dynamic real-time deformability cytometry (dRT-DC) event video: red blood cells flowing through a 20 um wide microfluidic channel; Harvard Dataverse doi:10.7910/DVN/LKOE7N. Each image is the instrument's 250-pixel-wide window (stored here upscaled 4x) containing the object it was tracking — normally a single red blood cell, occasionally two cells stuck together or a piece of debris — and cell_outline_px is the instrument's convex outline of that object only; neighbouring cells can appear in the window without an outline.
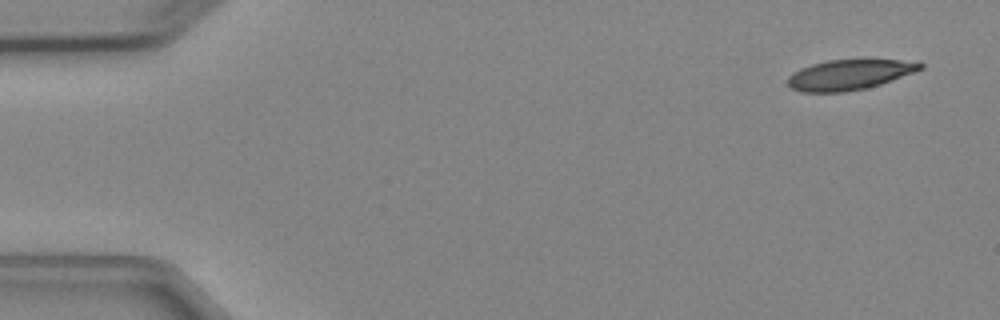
{"species": "Egyptian fruit bat (a non-hibernating species)", "species_latin": "Rousettus aegyptiacus", "temperature_condition": "cold", "stored_images_in_passage": 7, "camera_frame_rate_fps": 3000, "um_per_image_px": 0.085, "animal": {"sex": "female"}, "frame": {"image": 1, "passage_image": 1, "time_ms": 0.0, "image_size_px": [1000, 320], "cell_outline_px": [[924, 68], [916, 72], [880, 84], [864, 88], [844, 92], [804, 92], [792, 88], [788, 84], [788, 76], [792, 72], [800, 68], [812, 64], [828, 60], [864, 56], [920, 60], [924, 64]], "centroid_in_image_um": [72.34, 6.26], "position_along_channel_um": 12.7, "area_um2": 24.74}}
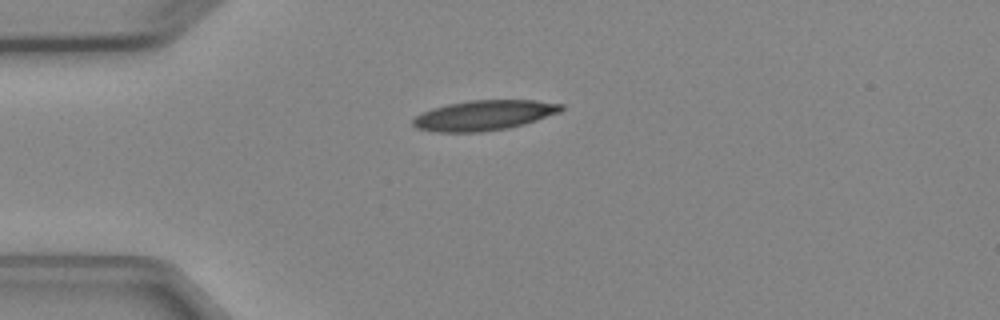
{"frame": {"image": 2, "passage_image": 4, "time_ms": 3.333, "image_size_px": [1000, 320], "cell_outline_px": [[564, 108], [560, 112], [524, 124], [508, 128], [480, 132], [436, 132], [416, 128], [412, 124], [412, 120], [416, 116], [432, 108], [448, 104], [472, 100], [536, 100], [564, 104]], "centroid_in_image_um": [41.16, 9.8], "position_along_channel_um": 43.8, "area_um2": 25.95}}